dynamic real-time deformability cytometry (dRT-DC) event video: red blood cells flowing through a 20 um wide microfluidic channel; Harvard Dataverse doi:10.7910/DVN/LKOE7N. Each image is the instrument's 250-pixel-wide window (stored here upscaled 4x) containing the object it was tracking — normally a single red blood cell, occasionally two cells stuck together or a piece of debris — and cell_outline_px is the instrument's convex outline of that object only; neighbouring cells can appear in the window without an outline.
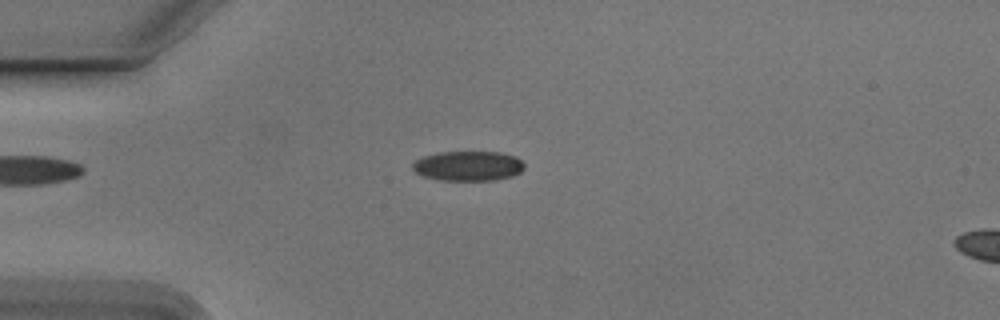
{"species": "Egyptian fruit bat (a non-hibernating species)", "species_latin": "Rousettus aegyptiacus", "temperature_condition": "cold", "stored_images_in_passage": 45, "camera_frame_rate_fps": 3000, "um_per_image_px": 0.085, "animal": {"sex": "male"}, "frame": {"image": 1, "passage_image": 5, "time_ms": 1.333, "image_size_px": [1000, 320], "cell_outline_px": [[524, 168], [520, 172], [512, 176], [492, 180], [440, 180], [424, 176], [416, 172], [412, 168], [412, 164], [416, 160], [424, 156], [440, 152], [500, 152], [516, 156], [524, 164]], "centroid_in_image_um": [39.8, 14.1], "position_along_channel_um": 45.2, "area_um2": 19.31}}
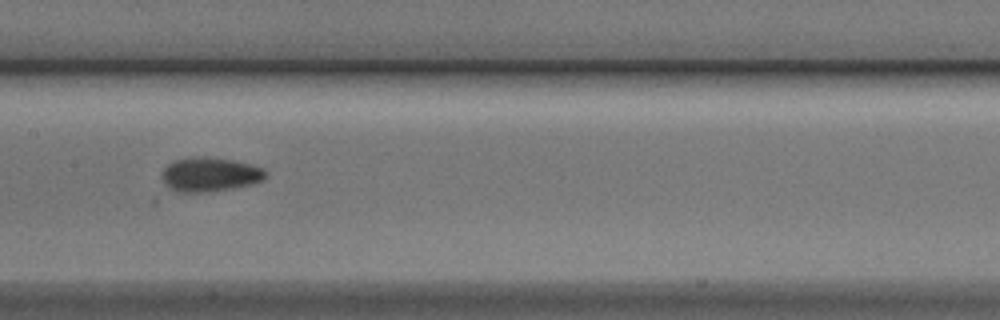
{"frame": {"image": 2, "passage_image": 18, "time_ms": 5.667, "image_size_px": [1000, 320], "cell_outline_px": [[268, 176], [252, 184], [232, 188], [208, 192], [176, 192], [168, 188], [164, 184], [160, 176], [164, 168], [172, 160], [192, 156], [204, 156], [232, 160], [264, 168], [268, 172]], "centroid_in_image_um": [17.79, 14.82], "position_along_channel_um": 189.6, "area_um2": 20.98}}
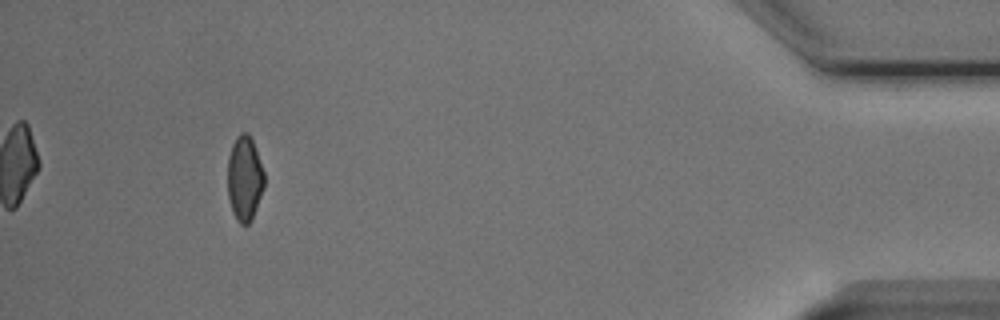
{"frame": {"image": 3, "passage_image": 41, "time_ms": 13.333, "image_size_px": [1000, 320], "cell_outline_px": [[264, 188], [252, 220], [248, 224], [240, 224], [236, 220], [232, 212], [228, 196], [228, 156], [232, 144], [236, 136], [240, 132], [248, 132], [252, 140], [264, 172]], "centroid_in_image_um": [20.78, 15.17], "position_along_channel_um": 414.4, "area_um2": 18.26}, "authors_computed_cell_mechanics": {"area_um2": 19.3052, "velocity_mm_per_s": 3.7933, "shape_relaxation_time_tau1_ms": 2.9752, "shape_relaxation_time_tau2_ms": 2.1213, "deformation_change_tau1": 0.1011, "deformation_change_tau2": 0.0704}}